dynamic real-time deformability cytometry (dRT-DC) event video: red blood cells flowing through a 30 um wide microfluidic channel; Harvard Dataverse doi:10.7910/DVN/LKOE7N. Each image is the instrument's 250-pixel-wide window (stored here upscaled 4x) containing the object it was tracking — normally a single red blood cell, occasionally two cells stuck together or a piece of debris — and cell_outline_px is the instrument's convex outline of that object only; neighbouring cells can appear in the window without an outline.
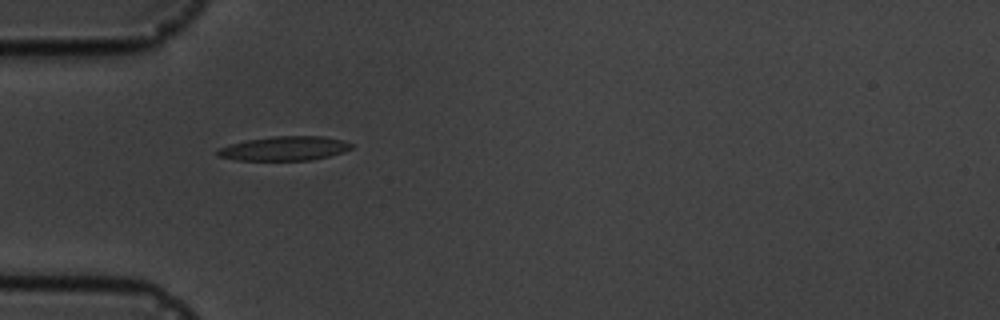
{"species": "common noctule bat (a hibernating species)", "species_latin": "Nyctalus noctula", "temperature_condition": "cold", "stored_images_in_passage": 4, "camera_frame_rate_fps": 3000, "um_per_image_px": 0.085, "animal": {"sex": "male", "body_mass_g": 19.5, "forearm_length_mm": 54.6}, "frame": {"image": 1, "passage_image": 1, "time_ms": 0.0, "image_size_px": [1000, 320], "cell_outline_px": [[352, 148], [344, 152], [312, 160], [236, 160], [216, 156], [216, 152], [220, 148], [232, 144], [248, 140], [272, 136], [324, 136], [344, 140], [352, 144]], "centroid_in_image_um": [24.21, 12.62], "position_along_channel_um": 60.8, "area_um2": 18.84}}
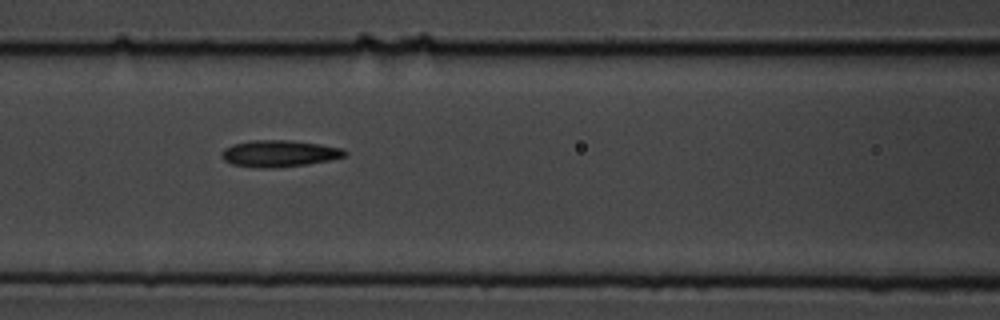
{"frame": {"image": 2, "passage_image": 3, "time_ms": 2.333, "image_size_px": [1000, 320], "cell_outline_px": [[348, 152], [344, 156], [328, 160], [308, 164], [276, 168], [256, 168], [232, 164], [224, 160], [220, 156], [220, 152], [224, 148], [232, 144], [252, 140], [288, 140], [320, 144], [344, 148]], "centroid_in_image_um": [23.7, 13.05], "position_along_channel_um": 142.9, "area_um2": 19.31}}
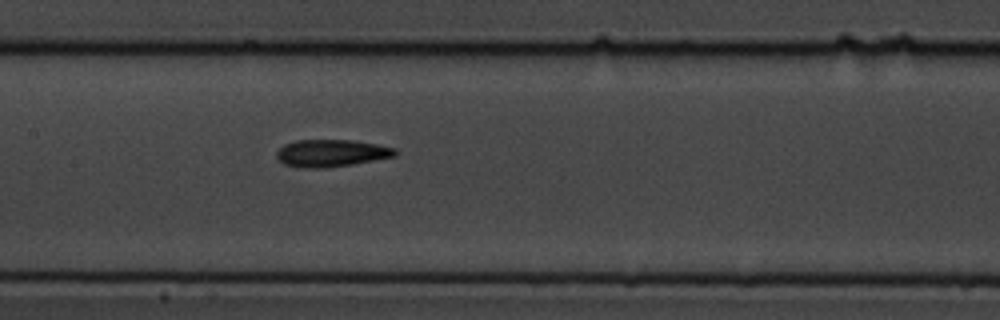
{"frame": {"image": 3, "passage_image": 4, "time_ms": 3.333, "image_size_px": [1000, 320], "cell_outline_px": [[396, 156], [352, 164], [324, 168], [304, 168], [284, 164], [276, 156], [276, 152], [284, 144], [296, 140], [352, 140], [376, 144], [396, 148]], "centroid_in_image_um": [28.15, 13.01], "position_along_channel_um": 179.2, "area_um2": 18.73}}